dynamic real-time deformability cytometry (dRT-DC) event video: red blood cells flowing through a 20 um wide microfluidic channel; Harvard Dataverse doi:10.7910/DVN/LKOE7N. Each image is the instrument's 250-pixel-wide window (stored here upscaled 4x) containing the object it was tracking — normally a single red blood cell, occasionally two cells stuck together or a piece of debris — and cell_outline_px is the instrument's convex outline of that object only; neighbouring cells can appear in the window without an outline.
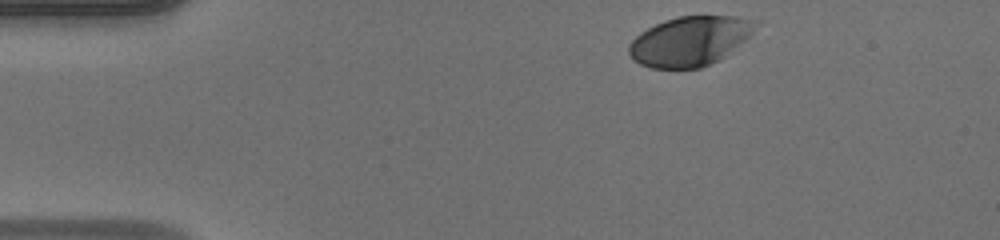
{"species": "human", "species_latin": "Homo sapiens", "temperature_condition": "warm", "stored_images_in_passage": 35, "camera_frame_rate_fps": 3000, "um_per_image_px": 0.085, "donor": {"sex": "male"}, "frame": {"image": 1, "passage_image": 1, "time_ms": 0.0, "image_size_px": [1000, 240], "cell_outline_px": [[760, 20], [752, 32], [744, 40], [720, 60], [700, 68], [652, 68], [640, 64], [628, 52], [628, 44], [640, 32], [664, 20], [676, 16], [736, 16]], "centroid_in_image_um": [58.64, 3.48], "position_along_channel_um": 26.4, "area_um2": 36.41}}
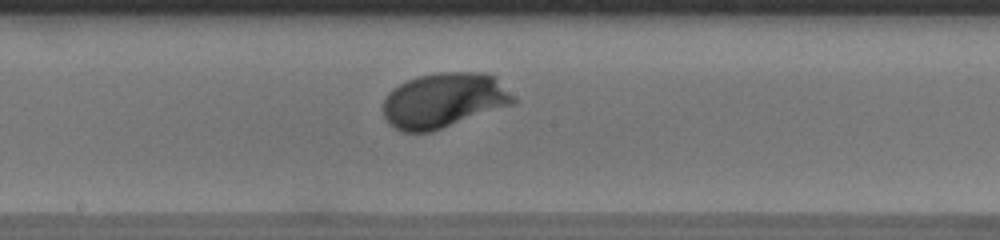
{"frame": {"image": 2, "passage_image": 20, "time_ms": 6.333, "image_size_px": [1000, 240], "cell_outline_px": [[516, 104], [432, 132], [404, 132], [388, 124], [384, 116], [384, 100], [388, 92], [392, 88], [416, 76], [436, 72], [484, 72], [496, 76], [516, 100]], "centroid_in_image_um": [37.75, 8.53], "position_along_channel_um": 210.5, "area_um2": 42.19}}
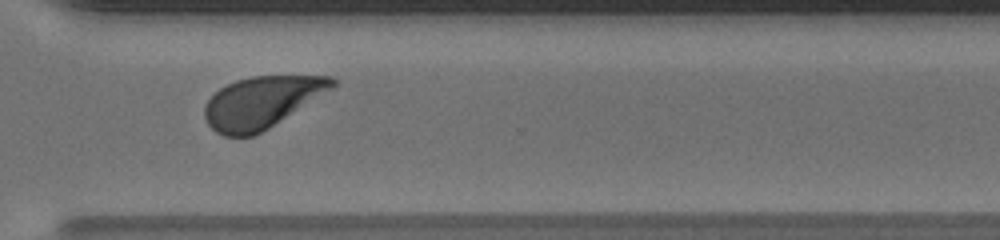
{"frame": {"image": 3, "passage_image": 30, "time_ms": 9.667, "image_size_px": [1000, 240], "cell_outline_px": [[336, 88], [268, 128], [252, 136], [224, 136], [216, 132], [208, 124], [204, 116], [204, 104], [220, 88], [236, 80], [252, 76], [332, 76], [336, 80]], "centroid_in_image_um": [22.27, 8.68], "position_along_channel_um": 348.3, "area_um2": 38.44}, "authors_computed_cell_mechanics": {"area_um2": 38.7838, "velocity_mm_per_s": 4.1298, "shape_relaxation_time_tau1_ms": 2.4415, "shape_relaxation_time_tau2_ms": null, "deformation_change_tau1": 0.1785, "deformation_change_tau2": null}}